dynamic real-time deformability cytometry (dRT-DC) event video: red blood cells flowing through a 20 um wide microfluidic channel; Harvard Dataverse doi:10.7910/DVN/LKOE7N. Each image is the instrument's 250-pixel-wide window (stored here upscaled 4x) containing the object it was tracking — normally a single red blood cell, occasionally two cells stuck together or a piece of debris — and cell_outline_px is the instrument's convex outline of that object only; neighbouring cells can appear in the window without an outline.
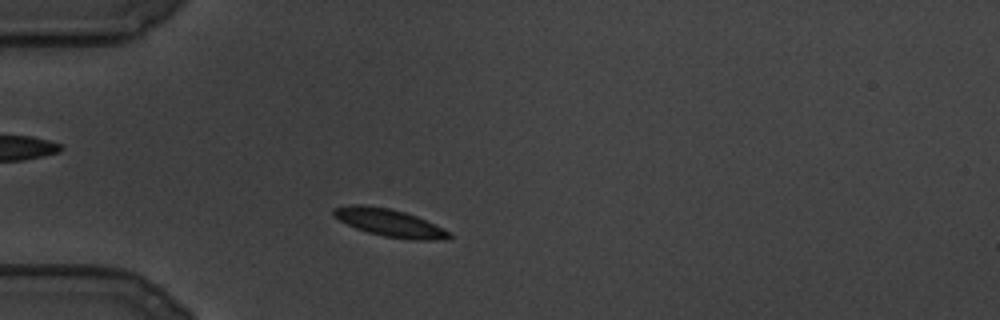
{"species": "common noctule bat (a hibernating species)", "species_latin": "Nyctalus noctula", "temperature_condition": "cold", "stored_images_in_passage": 91, "camera_frame_rate_fps": 3000, "um_per_image_px": 0.085, "animal": {"sex": "male", "body_mass_g": 19.5, "forearm_length_mm": 54.6}, "frame": {"image": 1, "passage_image": 8, "time_ms": 2.333, "image_size_px": [1000, 320], "cell_outline_px": [[452, 236], [440, 240], [412, 240], [384, 236], [368, 232], [356, 228], [332, 216], [332, 208], [352, 204], [360, 204], [388, 208], [404, 212], [416, 216], [452, 232]], "centroid_in_image_um": [33.1, 18.93], "position_along_channel_um": 51.9, "area_um2": 18.5}}
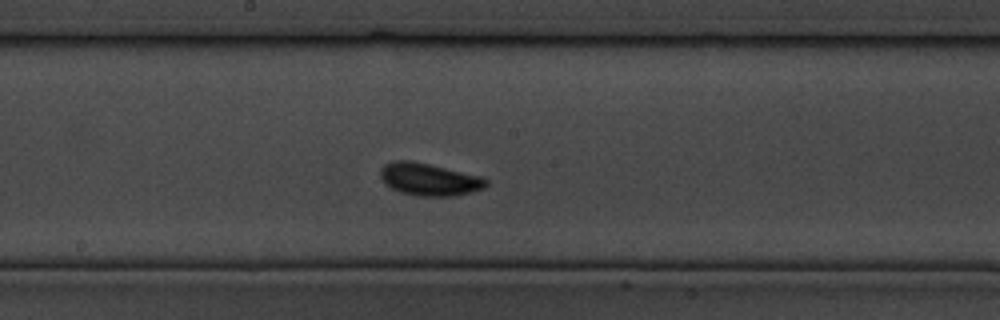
{"frame": {"image": 2, "passage_image": 38, "time_ms": 12.333, "image_size_px": [1000, 320], "cell_outline_px": [[488, 184], [484, 188], [472, 192], [452, 196], [416, 196], [400, 192], [384, 184], [380, 176], [380, 168], [384, 164], [392, 160], [412, 160], [480, 176], [488, 180]], "centroid_in_image_um": [36.44, 15.24], "position_along_channel_um": 211.8, "area_um2": 20.11}}
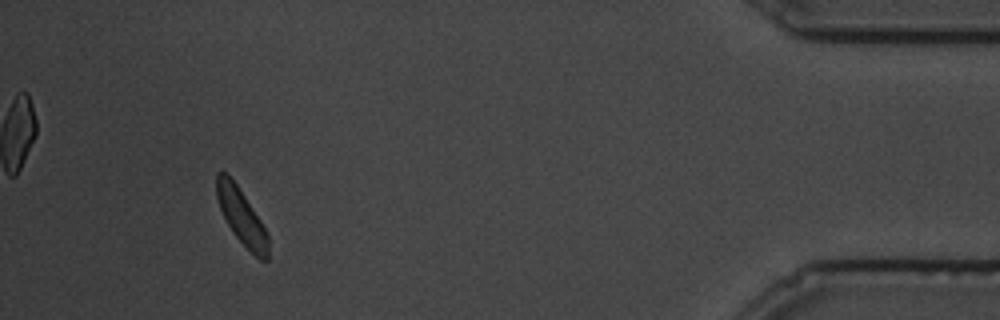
{"frame": {"image": 3, "passage_image": 83, "time_ms": 27.333, "image_size_px": [1000, 320], "cell_outline_px": [[268, 260], [260, 260], [232, 232], [220, 208], [216, 196], [216, 172], [224, 172], [236, 184], [260, 220], [268, 236]], "centroid_in_image_um": [20.51, 18.41], "position_along_channel_um": 414.7, "area_um2": 16.13}}